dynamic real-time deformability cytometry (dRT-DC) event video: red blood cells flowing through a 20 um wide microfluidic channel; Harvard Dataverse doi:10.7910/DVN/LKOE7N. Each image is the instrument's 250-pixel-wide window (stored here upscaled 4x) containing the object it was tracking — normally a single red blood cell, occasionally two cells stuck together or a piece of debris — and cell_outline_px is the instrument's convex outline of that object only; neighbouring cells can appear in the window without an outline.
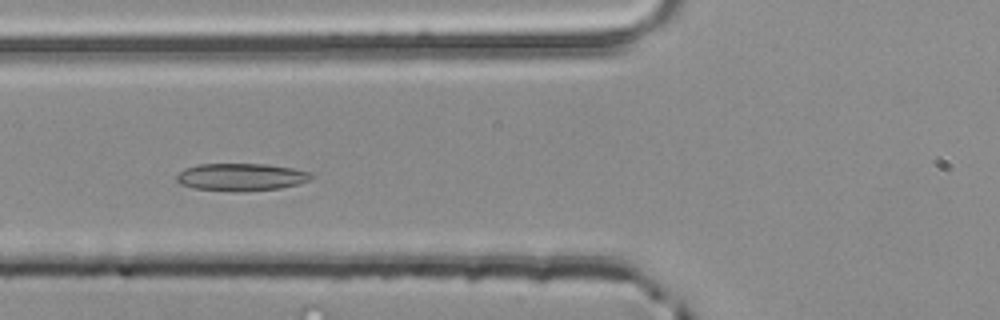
{"species": "common noctule bat (a hibernating species)", "species_latin": "Nyctalus noctula", "temperature_condition": "room temperature", "stored_images_in_passage": 39, "camera_frame_rate_fps": 3000, "um_per_image_px": 0.085, "animal": {"sex": "male", "body_mass_g": 20.4}, "frame": {"image": 1, "passage_image": 12, "time_ms": 3.667, "image_size_px": [1000, 320], "cell_outline_px": [[312, 176], [308, 180], [300, 184], [280, 188], [244, 192], [236, 192], [192, 188], [180, 184], [176, 180], [176, 176], [184, 168], [200, 164], [268, 164], [292, 168], [312, 172]], "centroid_in_image_um": [20.49, 15.06], "position_along_channel_um": 105.3, "area_um2": 21.79}}
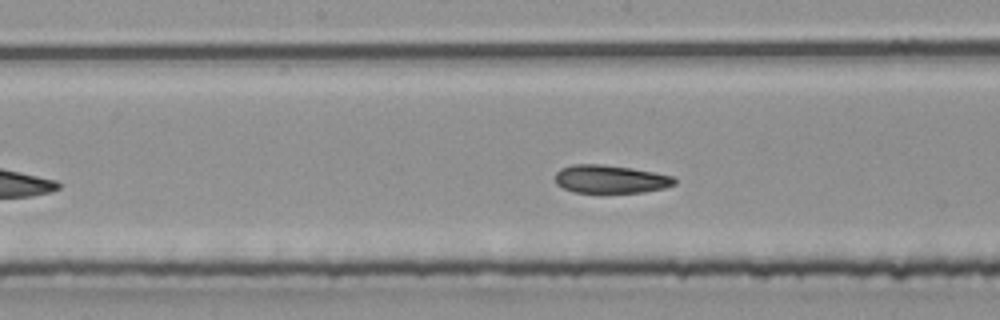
{"frame": {"image": 2, "passage_image": 19, "time_ms": 6.0, "image_size_px": [1000, 320], "cell_outline_px": [[676, 184], [664, 188], [644, 192], [572, 192], [556, 184], [556, 172], [560, 168], [572, 164], [600, 164], [632, 168], [676, 176]], "centroid_in_image_um": [51.91, 15.22], "position_along_channel_um": 196.3, "area_um2": 19.65}}
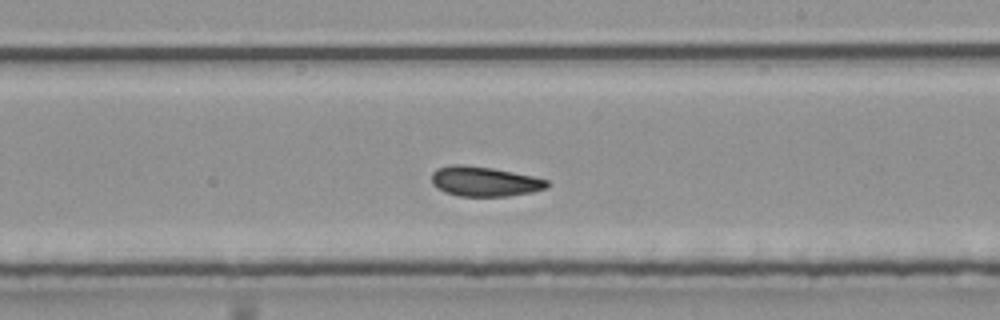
{"frame": {"image": 3, "passage_image": 23, "time_ms": 7.333, "image_size_px": [1000, 320], "cell_outline_px": [[548, 188], [532, 192], [508, 196], [460, 196], [444, 192], [436, 188], [432, 184], [432, 172], [436, 168], [448, 164], [464, 164], [492, 168], [532, 176], [548, 180]], "centroid_in_image_um": [41.13, 15.41], "position_along_channel_um": 247.9, "area_um2": 20.23}, "authors_computed_cell_mechanics": {"area_um2": 20.23, "velocity_mm_per_s": 3.8836, "shape_relaxation_time_tau1_ms": 5.3358, "shape_relaxation_time_tau2_ms": 2.2741, "deformation_change_tau1": 0.1117, "deformation_change_tau2": 0.0705}}